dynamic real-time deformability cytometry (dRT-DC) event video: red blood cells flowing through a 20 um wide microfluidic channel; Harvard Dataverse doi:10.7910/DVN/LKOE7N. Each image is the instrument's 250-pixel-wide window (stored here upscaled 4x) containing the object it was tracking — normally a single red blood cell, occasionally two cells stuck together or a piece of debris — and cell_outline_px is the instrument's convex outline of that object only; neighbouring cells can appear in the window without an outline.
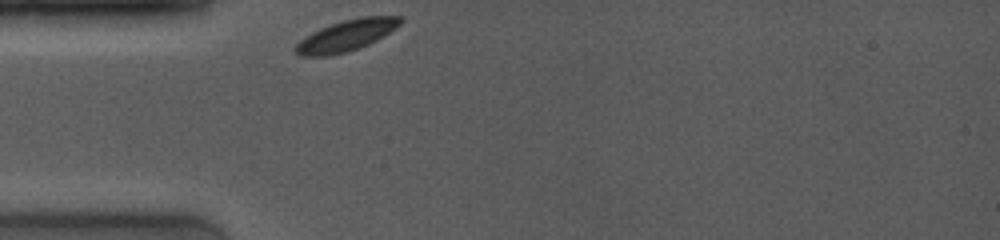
{"species": "common noctule bat (a hibernating species)", "species_latin": "Nyctalus noctula", "temperature_condition": "room temperature", "stored_images_in_passage": 37, "camera_frame_rate_fps": 4000, "um_per_image_px": 0.085, "animal": {"sex": "female", "body_mass_g": 19.0, "forearm_length_mm": 53.3}, "frame": {"image": 1, "passage_image": 1, "time_ms": 0.0, "image_size_px": [1000, 240], "cell_outline_px": [[404, 20], [400, 24], [376, 40], [368, 44], [344, 52], [328, 56], [300, 56], [292, 48], [300, 40], [312, 32], [320, 28], [344, 20], [360, 16], [400, 16]], "centroid_in_image_um": [29.41, 3.01], "position_along_channel_um": 55.6, "area_um2": 18.73}}
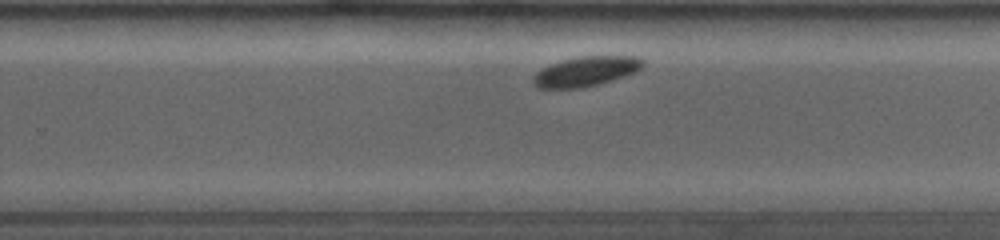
{"frame": {"image": 2, "passage_image": 25, "time_ms": 6.25, "image_size_px": [1000, 240], "cell_outline_px": [[644, 68], [636, 72], [600, 84], [584, 88], [540, 88], [532, 84], [532, 76], [536, 72], [552, 64], [564, 60], [580, 56], [636, 56], [644, 60]], "centroid_in_image_um": [49.84, 6.07], "position_along_channel_um": 280.0, "area_um2": 19.13}}
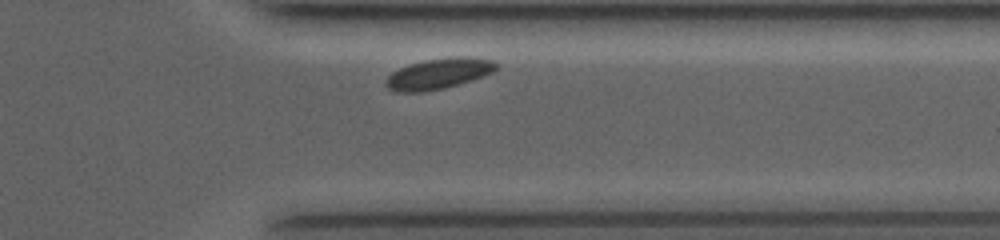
{"frame": {"image": 3, "passage_image": 34, "time_ms": 8.75, "image_size_px": [1000, 240], "cell_outline_px": [[500, 68], [484, 76], [444, 88], [424, 92], [400, 92], [388, 88], [384, 84], [384, 80], [392, 72], [408, 64], [424, 60], [456, 56], [468, 56], [492, 60], [500, 64]], "centroid_in_image_um": [37.31, 6.25], "position_along_channel_um": 374.1, "area_um2": 19.94}}